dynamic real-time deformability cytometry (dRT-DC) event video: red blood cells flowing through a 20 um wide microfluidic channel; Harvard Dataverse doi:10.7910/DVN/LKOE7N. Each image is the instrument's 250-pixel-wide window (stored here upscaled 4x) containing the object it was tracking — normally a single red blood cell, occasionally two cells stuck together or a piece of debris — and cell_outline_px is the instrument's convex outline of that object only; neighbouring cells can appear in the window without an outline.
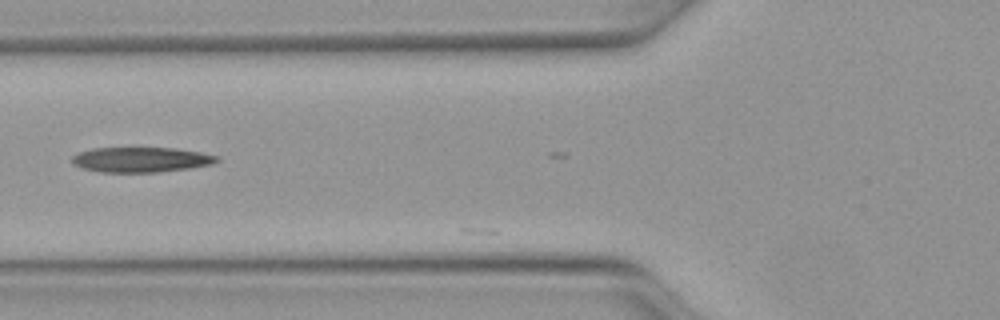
{"species": "Egyptian fruit bat (a non-hibernating species)", "species_latin": "Rousettus aegyptiacus", "temperature_condition": "warm", "stored_images_in_passage": 5, "camera_frame_rate_fps": 3000, "um_per_image_px": 0.085, "animal": {"sex": "female"}, "frame": {"image": 1, "passage_image": 3, "time_ms": 0.667, "image_size_px": [1000, 320], "cell_outline_px": [[220, 160], [212, 164], [192, 168], [156, 172], [100, 172], [84, 168], [72, 164], [72, 156], [80, 152], [92, 148], [176, 148], [200, 152], [220, 156]], "centroid_in_image_um": [12.02, 13.57], "position_along_channel_um": 113.8, "area_um2": 21.21}}